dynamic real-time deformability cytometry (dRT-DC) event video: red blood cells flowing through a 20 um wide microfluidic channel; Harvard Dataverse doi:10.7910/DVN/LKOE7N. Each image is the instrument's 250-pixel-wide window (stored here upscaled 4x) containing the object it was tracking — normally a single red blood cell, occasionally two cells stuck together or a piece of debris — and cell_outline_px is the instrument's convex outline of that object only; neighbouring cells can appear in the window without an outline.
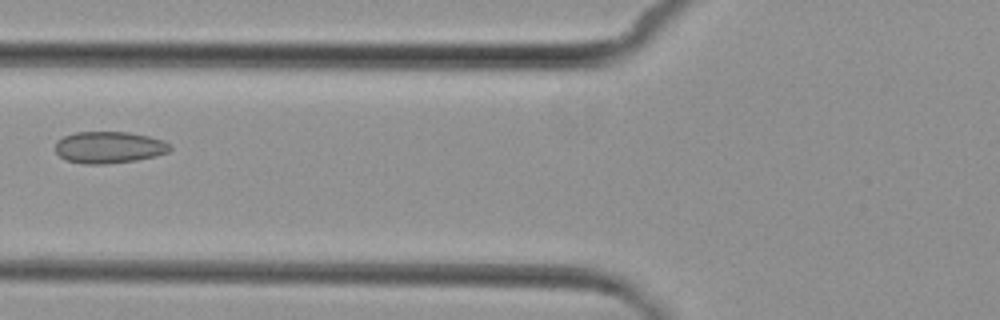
{"species": "common noctule bat (a hibernating species)", "species_latin": "Nyctalus noctula", "temperature_condition": "cold", "stored_images_in_passage": 2, "camera_frame_rate_fps": 3000, "um_per_image_px": 0.085, "animal": {"sex": "female", "body_mass_g": 29.2, "forearm_length_mm": 56.3}, "frame": {"image": 1, "passage_image": 2, "time_ms": 1.333, "image_size_px": [1000, 320], "cell_outline_px": [[172, 148], [168, 152], [156, 156], [136, 160], [104, 164], [84, 164], [68, 160], [60, 156], [56, 152], [56, 140], [64, 136], [76, 132], [128, 132], [148, 136], [164, 140], [172, 144]], "centroid_in_image_um": [9.3, 12.52], "position_along_channel_um": 116.5, "area_um2": 21.27}}